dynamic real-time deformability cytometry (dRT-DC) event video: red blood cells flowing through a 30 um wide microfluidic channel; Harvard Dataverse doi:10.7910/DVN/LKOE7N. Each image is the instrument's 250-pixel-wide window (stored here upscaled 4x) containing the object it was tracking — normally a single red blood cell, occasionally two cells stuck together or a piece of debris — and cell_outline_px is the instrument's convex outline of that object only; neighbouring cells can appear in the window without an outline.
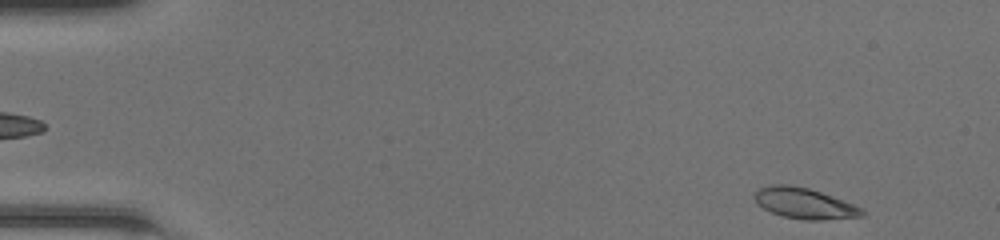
{"species": "common noctule bat (a hibernating species)", "species_latin": "Nyctalus noctula", "temperature_condition": "room temperature", "stored_images_in_passage": 46, "camera_frame_rate_fps": 3000, "um_per_image_px": 0.085, "animal": {"sex": "female", "body_mass_g": 20.0, "forearm_length_mm": 54.0}, "frame": {"image": 1, "passage_image": 1, "time_ms": 0.0, "image_size_px": [1000, 240], "cell_outline_px": [[868, 212], [864, 216], [820, 220], [804, 220], [784, 216], [772, 212], [756, 204], [752, 196], [752, 192], [768, 184], [792, 184], [808, 188], [832, 196], [864, 208]], "centroid_in_image_um": [68.36, 17.27], "position_along_channel_um": 16.6, "area_um2": 19.59}}
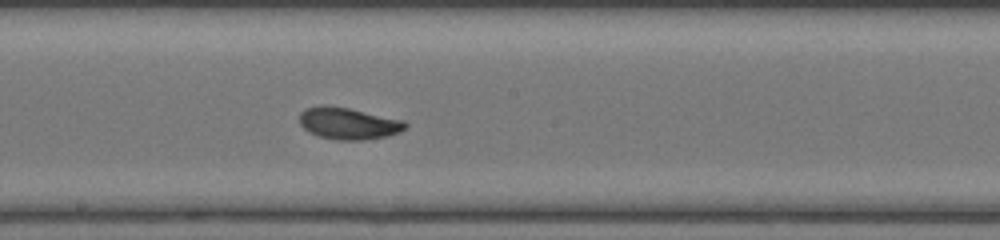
{"frame": {"image": 2, "passage_image": 24, "time_ms": 7.667, "image_size_px": [1000, 240], "cell_outline_px": [[408, 124], [400, 132], [388, 136], [364, 140], [336, 140], [320, 136], [304, 128], [300, 124], [300, 112], [304, 108], [320, 104], [324, 104], [348, 108], [404, 120]], "centroid_in_image_um": [29.61, 10.48], "position_along_channel_um": 218.6, "area_um2": 19.65}}
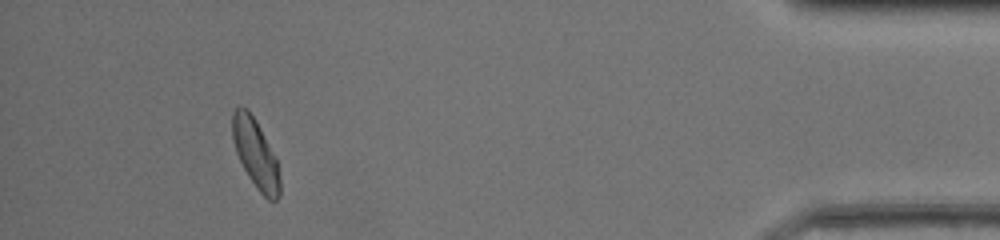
{"frame": {"image": 3, "passage_image": 42, "time_ms": 13.667, "image_size_px": [1000, 240], "cell_outline_px": [[280, 196], [276, 200], [268, 200], [256, 188], [248, 176], [236, 152], [232, 140], [232, 112], [240, 104], [248, 108], [256, 120], [276, 160], [280, 176]], "centroid_in_image_um": [21.7, 13.04], "position_along_channel_um": 413.5, "area_um2": 19.02}, "authors_computed_cell_mechanics": {"area_um2": 19.3919, "velocity_mm_per_s": 4.2474, "shape_relaxation_time_tau1_ms": 3.2461, "shape_relaxation_time_tau2_ms": 1.5017, "deformation_change_tau1": 0.1389, "deformation_change_tau2": 0.0624}}